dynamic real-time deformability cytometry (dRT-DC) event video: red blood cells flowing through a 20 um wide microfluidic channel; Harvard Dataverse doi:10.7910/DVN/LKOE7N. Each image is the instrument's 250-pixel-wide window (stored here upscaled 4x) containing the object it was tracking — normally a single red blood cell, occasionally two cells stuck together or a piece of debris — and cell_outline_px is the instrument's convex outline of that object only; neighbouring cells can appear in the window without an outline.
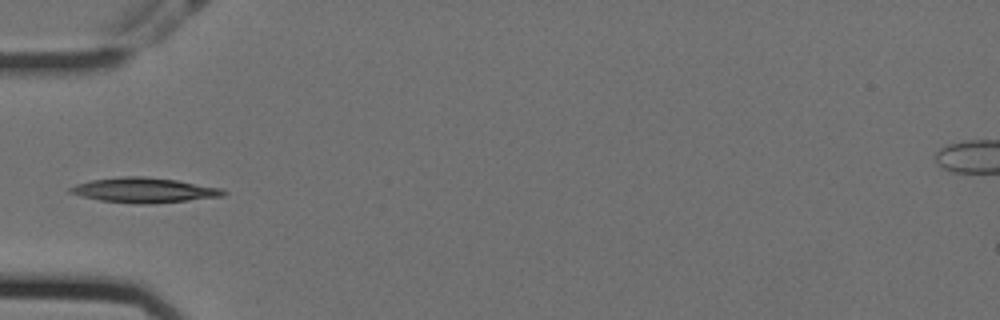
{"species": "Egyptian fruit bat (a non-hibernating species)", "species_latin": "Rousettus aegyptiacus", "temperature_condition": "cold", "stored_images_in_passage": 39, "camera_frame_rate_fps": 3000, "um_per_image_px": 0.085, "animal": {"sex": "female"}, "frame": {"image": 1, "passage_image": 1, "time_ms": 0.0, "image_size_px": [1000, 320], "cell_outline_px": [[228, 192], [224, 196], [188, 200], [148, 204], [140, 204], [100, 200], [80, 196], [68, 192], [68, 188], [76, 184], [92, 180], [120, 176], [144, 176], [176, 180], [224, 188]], "centroid_in_image_um": [12.26, 16.16], "position_along_channel_um": 72.7, "area_um2": 22.31}}
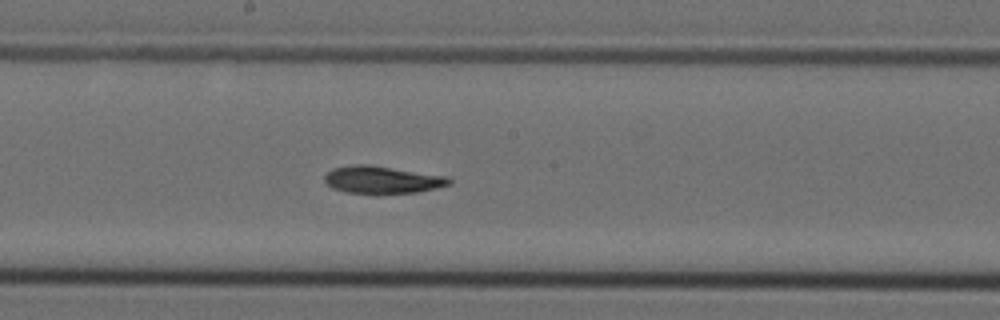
{"frame": {"image": 2, "passage_image": 13, "time_ms": 4.0, "image_size_px": [1000, 320], "cell_outline_px": [[452, 184], [436, 188], [416, 192], [376, 196], [344, 192], [332, 188], [324, 180], [324, 176], [332, 168], [352, 164], [368, 164], [448, 176], [452, 180]], "centroid_in_image_um": [32.48, 15.31], "position_along_channel_um": 215.7, "area_um2": 20.69}}
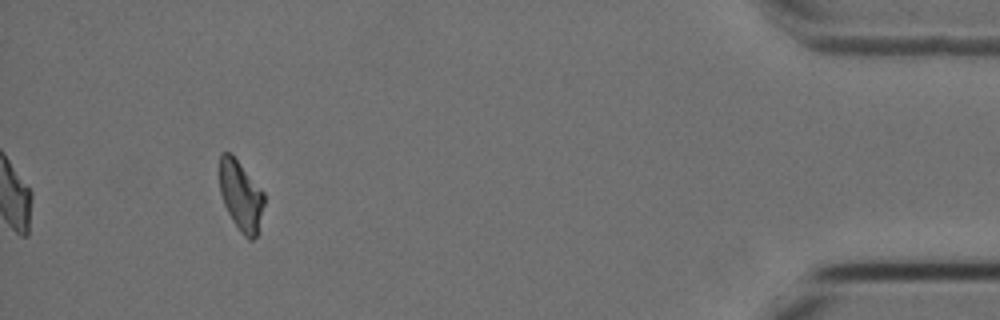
{"frame": {"image": 3, "passage_image": 35, "time_ms": 11.333, "image_size_px": [1000, 320], "cell_outline_px": [[264, 204], [256, 236], [252, 240], [248, 240], [240, 232], [232, 220], [224, 204], [220, 192], [220, 152], [232, 152], [264, 192]], "centroid_in_image_um": [20.47, 16.6], "position_along_channel_um": 414.7, "area_um2": 18.26}}